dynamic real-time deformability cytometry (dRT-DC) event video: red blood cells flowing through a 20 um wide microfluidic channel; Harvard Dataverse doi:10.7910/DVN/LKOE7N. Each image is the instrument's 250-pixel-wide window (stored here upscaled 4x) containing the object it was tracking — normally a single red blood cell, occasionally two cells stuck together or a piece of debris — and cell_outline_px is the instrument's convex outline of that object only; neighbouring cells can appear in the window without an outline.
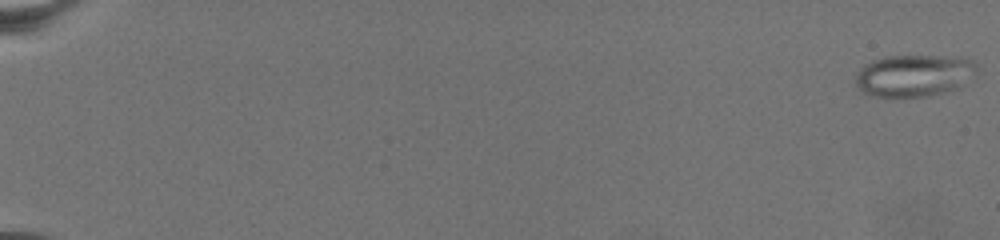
{"species": "common noctule bat (a hibernating species)", "species_latin": "Nyctalus noctula", "temperature_condition": "warm", "stored_images_in_passage": 20, "camera_frame_rate_fps": 3000, "um_per_image_px": 0.085, "animal": {"sex": "female", "body_mass_g": 19.5, "forearm_length_mm": 54.1}, "frame": {"image": 1, "passage_image": 1, "time_ms": 0.0, "image_size_px": [1000, 240], "cell_outline_px": [[976, 72], [956, 88], [924, 96], [876, 96], [860, 92], [856, 84], [856, 76], [860, 68], [864, 64], [872, 60], [884, 56], [960, 56], [972, 60], [976, 64]], "centroid_in_image_um": [77.65, 6.39], "position_along_channel_um": 7.4, "area_um2": 29.36}}